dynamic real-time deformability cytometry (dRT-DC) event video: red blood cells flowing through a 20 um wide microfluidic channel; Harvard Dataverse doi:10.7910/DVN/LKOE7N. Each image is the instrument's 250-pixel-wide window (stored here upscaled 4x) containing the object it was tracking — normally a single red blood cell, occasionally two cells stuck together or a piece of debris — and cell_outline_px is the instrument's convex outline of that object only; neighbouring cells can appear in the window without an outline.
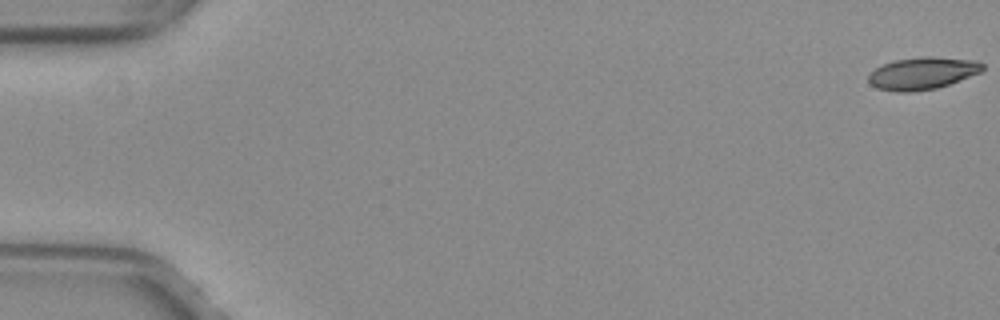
{"species": "common noctule bat (a hibernating species)", "species_latin": "Nyctalus noctula", "temperature_condition": "warm", "stored_images_in_passage": 54, "camera_frame_rate_fps": 3000, "um_per_image_px": 0.085, "animal": {"sex": "female", "body_mass_g": 29.2, "forearm_length_mm": 56.3}, "frame": {"image": 1, "passage_image": 1, "time_ms": 0.0, "image_size_px": [1000, 320], "cell_outline_px": [[984, 68], [980, 72], [948, 84], [936, 88], [912, 92], [896, 92], [876, 88], [868, 80], [868, 76], [876, 68], [884, 64], [896, 60], [920, 56], [932, 56], [976, 60], [984, 64]], "centroid_in_image_um": [78.41, 6.22], "position_along_channel_um": 6.6, "area_um2": 21.33}}
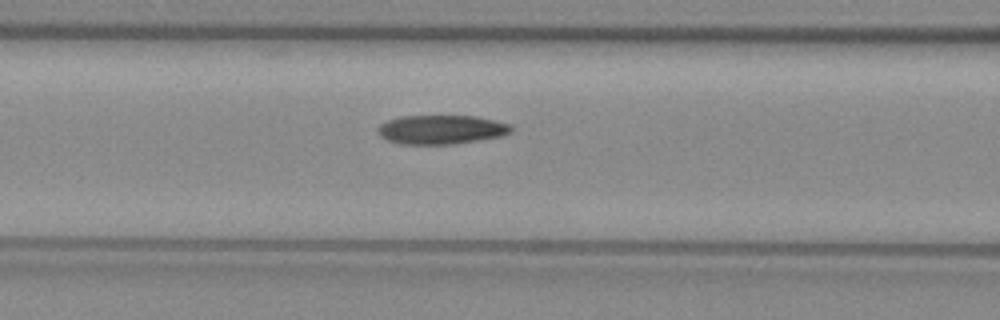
{"frame": {"image": 2, "passage_image": 23, "time_ms": 7.333, "image_size_px": [1000, 320], "cell_outline_px": [[512, 132], [500, 136], [452, 144], [404, 144], [388, 140], [380, 136], [376, 128], [380, 124], [388, 120], [400, 116], [476, 116], [496, 120], [512, 124]], "centroid_in_image_um": [37.51, 11.0], "position_along_channel_um": 129.1, "area_um2": 22.54}}
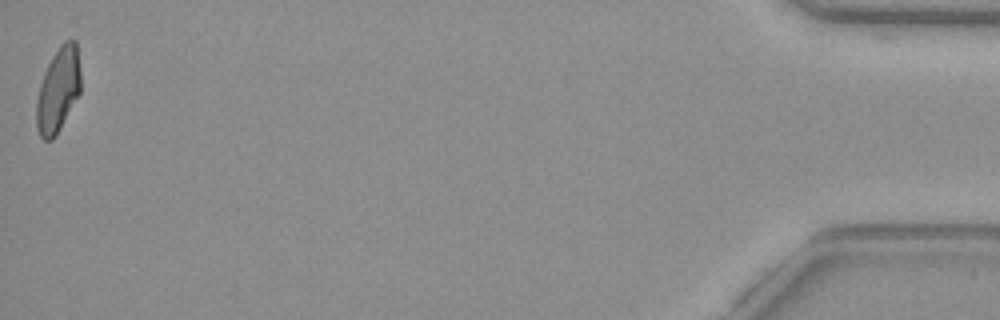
{"frame": {"image": 3, "passage_image": 53, "time_ms": 17.333, "image_size_px": [1000, 320], "cell_outline_px": [[80, 92], [56, 136], [52, 140], [44, 140], [40, 136], [36, 124], [36, 100], [40, 84], [44, 72], [52, 56], [60, 44], [64, 40], [76, 40], [80, 68]], "centroid_in_image_um": [4.94, 7.63], "position_along_channel_um": 430.3, "area_um2": 21.85}, "authors_computed_cell_mechanics": {"area_um2": 22.3686, "velocity_mm_per_s": 4.0002, "shape_relaxation_time_tau1_ms": null, "shape_relaxation_time_tau2_ms": 3.1841, "deformation_change_tau1": null, "deformation_change_tau2": 0.1036}}